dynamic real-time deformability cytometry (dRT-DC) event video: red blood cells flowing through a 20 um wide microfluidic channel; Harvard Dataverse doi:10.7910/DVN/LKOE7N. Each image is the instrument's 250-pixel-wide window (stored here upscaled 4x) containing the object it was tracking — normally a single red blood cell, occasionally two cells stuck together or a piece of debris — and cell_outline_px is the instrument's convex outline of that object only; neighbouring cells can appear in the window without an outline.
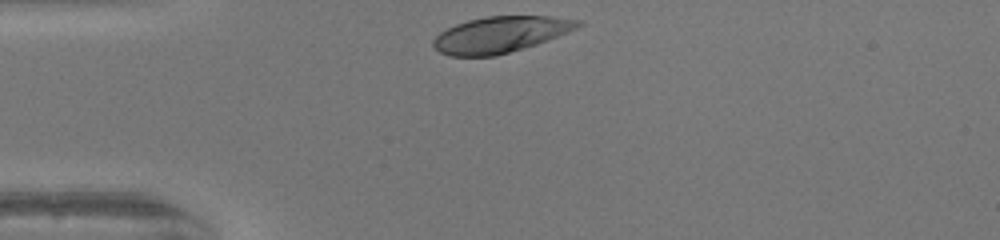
{"species": "human", "species_latin": "Homo sapiens", "temperature_condition": "warm", "stored_images_in_passage": 29, "camera_frame_rate_fps": 3000, "um_per_image_px": 0.085, "donor": {"sex": "female"}, "frame": {"image": 1, "passage_image": 1, "time_ms": 0.0, "image_size_px": [1000, 240], "cell_outline_px": [[584, 24], [568, 32], [548, 40], [524, 48], [496, 56], [452, 56], [440, 52], [432, 44], [432, 40], [440, 32], [456, 24], [468, 20], [488, 16], [552, 16], [584, 20]], "centroid_in_image_um": [42.57, 2.93], "position_along_channel_um": 42.4, "area_um2": 30.46}}
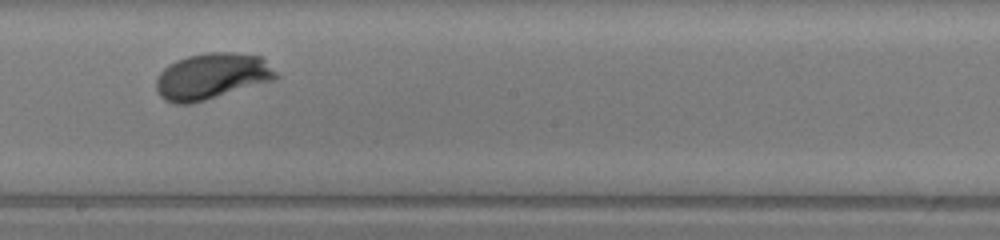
{"frame": {"image": 2, "passage_image": 17, "time_ms": 5.333, "image_size_px": [1000, 240], "cell_outline_px": [[280, 76], [276, 80], [192, 104], [176, 104], [164, 100], [156, 92], [156, 76], [168, 64], [176, 60], [188, 56], [204, 52], [236, 52], [260, 56]], "centroid_in_image_um": [17.98, 6.49], "position_along_channel_um": 230.2, "area_um2": 32.66}}
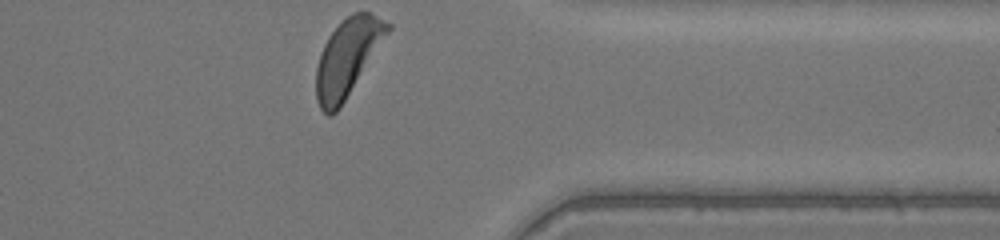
{"frame": {"image": 3, "passage_image": 29, "time_ms": 9.333, "image_size_px": [1000, 240], "cell_outline_px": [[392, 28], [340, 108], [332, 116], [328, 116], [320, 108], [316, 100], [316, 68], [320, 52], [328, 36], [352, 12], [368, 12], [392, 24]], "centroid_in_image_um": [29.53, 4.91], "position_along_channel_um": 381.9, "area_um2": 31.91}, "authors_computed_cell_mechanics": {"area_um2": 31.6744, "velocity_mm_per_s": 4.0381, "shape_relaxation_time_tau1_ms": 2.293, "shape_relaxation_time_tau2_ms": null, "deformation_change_tau1": 0.1738, "deformation_change_tau2": null}}